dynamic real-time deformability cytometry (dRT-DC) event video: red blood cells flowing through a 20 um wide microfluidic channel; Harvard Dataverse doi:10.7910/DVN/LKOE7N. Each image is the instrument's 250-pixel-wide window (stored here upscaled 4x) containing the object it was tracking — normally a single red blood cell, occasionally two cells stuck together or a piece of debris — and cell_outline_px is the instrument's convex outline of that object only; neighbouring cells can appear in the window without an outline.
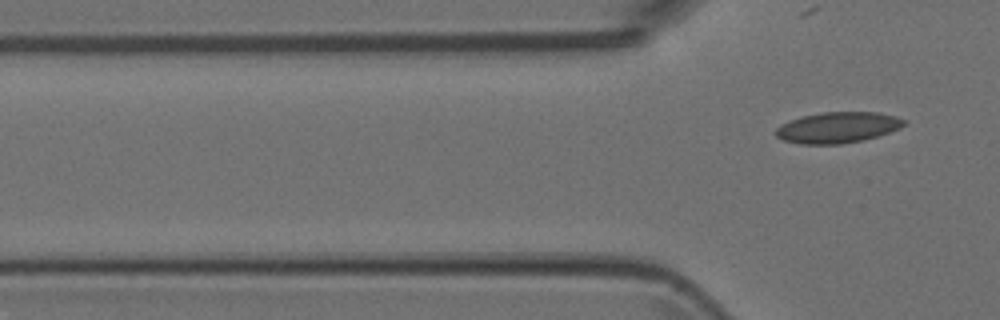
{"species": "Egyptian fruit bat (a non-hibernating species)", "species_latin": "Rousettus aegyptiacus", "temperature_condition": "room temperature", "stored_images_in_passage": 6, "camera_frame_rate_fps": 3000, "um_per_image_px": 0.085, "animal": {"sex": "female"}, "frame": {"image": 1, "passage_image": 6, "time_ms": 1.667, "image_size_px": [1000, 320], "cell_outline_px": [[908, 120], [900, 128], [864, 140], [840, 144], [800, 144], [784, 140], [776, 136], [776, 128], [780, 124], [800, 116], [824, 112], [876, 112], [896, 116]], "centroid_in_image_um": [71.2, 10.83], "position_along_channel_um": 54.6, "area_um2": 23.12}}